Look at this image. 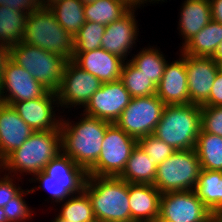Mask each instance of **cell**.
I'll use <instances>...</instances> for the list:
<instances>
[{
    "instance_id": "4dcf8cb0",
    "label": "cell",
    "mask_w": 222,
    "mask_h": 222,
    "mask_svg": "<svg viewBox=\"0 0 222 222\" xmlns=\"http://www.w3.org/2000/svg\"><path fill=\"white\" fill-rule=\"evenodd\" d=\"M120 81L132 98L151 96L157 92V86L129 60L124 61L121 69Z\"/></svg>"
},
{
    "instance_id": "7c38bea8",
    "label": "cell",
    "mask_w": 222,
    "mask_h": 222,
    "mask_svg": "<svg viewBox=\"0 0 222 222\" xmlns=\"http://www.w3.org/2000/svg\"><path fill=\"white\" fill-rule=\"evenodd\" d=\"M48 91L49 89L33 78L31 73L15 63L10 57L7 59L0 82L1 103L40 98Z\"/></svg>"
},
{
    "instance_id": "ee69618b",
    "label": "cell",
    "mask_w": 222,
    "mask_h": 222,
    "mask_svg": "<svg viewBox=\"0 0 222 222\" xmlns=\"http://www.w3.org/2000/svg\"><path fill=\"white\" fill-rule=\"evenodd\" d=\"M218 64L222 62V42L218 46L217 50L215 51L212 57Z\"/></svg>"
},
{
    "instance_id": "bcb514c9",
    "label": "cell",
    "mask_w": 222,
    "mask_h": 222,
    "mask_svg": "<svg viewBox=\"0 0 222 222\" xmlns=\"http://www.w3.org/2000/svg\"><path fill=\"white\" fill-rule=\"evenodd\" d=\"M0 222H8L3 208H0Z\"/></svg>"
},
{
    "instance_id": "7bdbcfd3",
    "label": "cell",
    "mask_w": 222,
    "mask_h": 222,
    "mask_svg": "<svg viewBox=\"0 0 222 222\" xmlns=\"http://www.w3.org/2000/svg\"><path fill=\"white\" fill-rule=\"evenodd\" d=\"M125 1L131 8H140V6H142L141 4H143L144 6V3L147 4L148 0H123Z\"/></svg>"
},
{
    "instance_id": "d6986e66",
    "label": "cell",
    "mask_w": 222,
    "mask_h": 222,
    "mask_svg": "<svg viewBox=\"0 0 222 222\" xmlns=\"http://www.w3.org/2000/svg\"><path fill=\"white\" fill-rule=\"evenodd\" d=\"M33 132L12 106L0 102V163Z\"/></svg>"
},
{
    "instance_id": "60d3db41",
    "label": "cell",
    "mask_w": 222,
    "mask_h": 222,
    "mask_svg": "<svg viewBox=\"0 0 222 222\" xmlns=\"http://www.w3.org/2000/svg\"><path fill=\"white\" fill-rule=\"evenodd\" d=\"M212 20L222 24V0H209Z\"/></svg>"
},
{
    "instance_id": "d4e9b609",
    "label": "cell",
    "mask_w": 222,
    "mask_h": 222,
    "mask_svg": "<svg viewBox=\"0 0 222 222\" xmlns=\"http://www.w3.org/2000/svg\"><path fill=\"white\" fill-rule=\"evenodd\" d=\"M195 191L215 216H222V171L202 169Z\"/></svg>"
},
{
    "instance_id": "4316f807",
    "label": "cell",
    "mask_w": 222,
    "mask_h": 222,
    "mask_svg": "<svg viewBox=\"0 0 222 222\" xmlns=\"http://www.w3.org/2000/svg\"><path fill=\"white\" fill-rule=\"evenodd\" d=\"M131 7L123 0H96L84 5L85 20L103 25L120 19Z\"/></svg>"
},
{
    "instance_id": "f1b7e54d",
    "label": "cell",
    "mask_w": 222,
    "mask_h": 222,
    "mask_svg": "<svg viewBox=\"0 0 222 222\" xmlns=\"http://www.w3.org/2000/svg\"><path fill=\"white\" fill-rule=\"evenodd\" d=\"M50 9L57 22L73 37L86 22L84 4L80 0H60Z\"/></svg>"
},
{
    "instance_id": "f907efd6",
    "label": "cell",
    "mask_w": 222,
    "mask_h": 222,
    "mask_svg": "<svg viewBox=\"0 0 222 222\" xmlns=\"http://www.w3.org/2000/svg\"><path fill=\"white\" fill-rule=\"evenodd\" d=\"M156 1H157V3H158L159 1H161V2H162V1L165 2V0H148V2H150V3H152V2H153V3H156Z\"/></svg>"
},
{
    "instance_id": "74e56055",
    "label": "cell",
    "mask_w": 222,
    "mask_h": 222,
    "mask_svg": "<svg viewBox=\"0 0 222 222\" xmlns=\"http://www.w3.org/2000/svg\"><path fill=\"white\" fill-rule=\"evenodd\" d=\"M10 176L5 174L0 177V208H3L12 198H14L21 190L22 186H16L15 182Z\"/></svg>"
},
{
    "instance_id": "f35d334b",
    "label": "cell",
    "mask_w": 222,
    "mask_h": 222,
    "mask_svg": "<svg viewBox=\"0 0 222 222\" xmlns=\"http://www.w3.org/2000/svg\"><path fill=\"white\" fill-rule=\"evenodd\" d=\"M6 6L10 10H16L30 14L39 7V0H0V6Z\"/></svg>"
},
{
    "instance_id": "8d00e7d4",
    "label": "cell",
    "mask_w": 222,
    "mask_h": 222,
    "mask_svg": "<svg viewBox=\"0 0 222 222\" xmlns=\"http://www.w3.org/2000/svg\"><path fill=\"white\" fill-rule=\"evenodd\" d=\"M201 129L222 137V106H201Z\"/></svg>"
},
{
    "instance_id": "816d5d0a",
    "label": "cell",
    "mask_w": 222,
    "mask_h": 222,
    "mask_svg": "<svg viewBox=\"0 0 222 222\" xmlns=\"http://www.w3.org/2000/svg\"><path fill=\"white\" fill-rule=\"evenodd\" d=\"M155 222H167V221H163L158 218Z\"/></svg>"
},
{
    "instance_id": "9a60e30c",
    "label": "cell",
    "mask_w": 222,
    "mask_h": 222,
    "mask_svg": "<svg viewBox=\"0 0 222 222\" xmlns=\"http://www.w3.org/2000/svg\"><path fill=\"white\" fill-rule=\"evenodd\" d=\"M180 53L185 58L189 104L202 106L209 99L220 64L212 57H197L182 51Z\"/></svg>"
},
{
    "instance_id": "44dd1931",
    "label": "cell",
    "mask_w": 222,
    "mask_h": 222,
    "mask_svg": "<svg viewBox=\"0 0 222 222\" xmlns=\"http://www.w3.org/2000/svg\"><path fill=\"white\" fill-rule=\"evenodd\" d=\"M181 7L178 29L185 39L183 47L212 20V16L209 0H185Z\"/></svg>"
},
{
    "instance_id": "52a82bcc",
    "label": "cell",
    "mask_w": 222,
    "mask_h": 222,
    "mask_svg": "<svg viewBox=\"0 0 222 222\" xmlns=\"http://www.w3.org/2000/svg\"><path fill=\"white\" fill-rule=\"evenodd\" d=\"M201 170L195 149L176 150L157 166L154 186L161 193L195 190Z\"/></svg>"
},
{
    "instance_id": "277c9868",
    "label": "cell",
    "mask_w": 222,
    "mask_h": 222,
    "mask_svg": "<svg viewBox=\"0 0 222 222\" xmlns=\"http://www.w3.org/2000/svg\"><path fill=\"white\" fill-rule=\"evenodd\" d=\"M201 130V106L165 105L154 136L176 150L194 149Z\"/></svg>"
},
{
    "instance_id": "e0dca14e",
    "label": "cell",
    "mask_w": 222,
    "mask_h": 222,
    "mask_svg": "<svg viewBox=\"0 0 222 222\" xmlns=\"http://www.w3.org/2000/svg\"><path fill=\"white\" fill-rule=\"evenodd\" d=\"M72 61L86 72L97 77L102 83L120 80L124 60L103 48L74 52Z\"/></svg>"
},
{
    "instance_id": "cb8c5ba5",
    "label": "cell",
    "mask_w": 222,
    "mask_h": 222,
    "mask_svg": "<svg viewBox=\"0 0 222 222\" xmlns=\"http://www.w3.org/2000/svg\"><path fill=\"white\" fill-rule=\"evenodd\" d=\"M222 42V24L211 20L193 38H191L181 51L197 57H213Z\"/></svg>"
},
{
    "instance_id": "7402d4cb",
    "label": "cell",
    "mask_w": 222,
    "mask_h": 222,
    "mask_svg": "<svg viewBox=\"0 0 222 222\" xmlns=\"http://www.w3.org/2000/svg\"><path fill=\"white\" fill-rule=\"evenodd\" d=\"M87 172L63 152L53 158L31 181L86 182ZM36 179V180H35Z\"/></svg>"
},
{
    "instance_id": "c3c4849f",
    "label": "cell",
    "mask_w": 222,
    "mask_h": 222,
    "mask_svg": "<svg viewBox=\"0 0 222 222\" xmlns=\"http://www.w3.org/2000/svg\"><path fill=\"white\" fill-rule=\"evenodd\" d=\"M212 222H222V216H215V217L212 219Z\"/></svg>"
},
{
    "instance_id": "603a6c76",
    "label": "cell",
    "mask_w": 222,
    "mask_h": 222,
    "mask_svg": "<svg viewBox=\"0 0 222 222\" xmlns=\"http://www.w3.org/2000/svg\"><path fill=\"white\" fill-rule=\"evenodd\" d=\"M157 164L137 144L131 151L124 171L119 176L128 183L154 185Z\"/></svg>"
},
{
    "instance_id": "f6af8a7d",
    "label": "cell",
    "mask_w": 222,
    "mask_h": 222,
    "mask_svg": "<svg viewBox=\"0 0 222 222\" xmlns=\"http://www.w3.org/2000/svg\"><path fill=\"white\" fill-rule=\"evenodd\" d=\"M58 1L60 0H39V5L40 7H43V8H50Z\"/></svg>"
},
{
    "instance_id": "4fadbf2b",
    "label": "cell",
    "mask_w": 222,
    "mask_h": 222,
    "mask_svg": "<svg viewBox=\"0 0 222 222\" xmlns=\"http://www.w3.org/2000/svg\"><path fill=\"white\" fill-rule=\"evenodd\" d=\"M131 99L120 80L106 82L92 95L82 114L115 123Z\"/></svg>"
},
{
    "instance_id": "681fc988",
    "label": "cell",
    "mask_w": 222,
    "mask_h": 222,
    "mask_svg": "<svg viewBox=\"0 0 222 222\" xmlns=\"http://www.w3.org/2000/svg\"><path fill=\"white\" fill-rule=\"evenodd\" d=\"M84 5L95 2L96 0H80Z\"/></svg>"
},
{
    "instance_id": "836d02e7",
    "label": "cell",
    "mask_w": 222,
    "mask_h": 222,
    "mask_svg": "<svg viewBox=\"0 0 222 222\" xmlns=\"http://www.w3.org/2000/svg\"><path fill=\"white\" fill-rule=\"evenodd\" d=\"M38 188L46 190L50 194L53 203L65 201L72 195H77L84 190L85 182H58V181H38Z\"/></svg>"
},
{
    "instance_id": "3957f363",
    "label": "cell",
    "mask_w": 222,
    "mask_h": 222,
    "mask_svg": "<svg viewBox=\"0 0 222 222\" xmlns=\"http://www.w3.org/2000/svg\"><path fill=\"white\" fill-rule=\"evenodd\" d=\"M61 148L60 131H36L17 149L11 152L1 163L2 172L12 176L29 173L33 176L43 171L44 167L59 153ZM16 173V174H15Z\"/></svg>"
},
{
    "instance_id": "7a4b0ae2",
    "label": "cell",
    "mask_w": 222,
    "mask_h": 222,
    "mask_svg": "<svg viewBox=\"0 0 222 222\" xmlns=\"http://www.w3.org/2000/svg\"><path fill=\"white\" fill-rule=\"evenodd\" d=\"M84 191L88 194L96 220L131 222L129 183L120 177L87 176Z\"/></svg>"
},
{
    "instance_id": "d6a6232c",
    "label": "cell",
    "mask_w": 222,
    "mask_h": 222,
    "mask_svg": "<svg viewBox=\"0 0 222 222\" xmlns=\"http://www.w3.org/2000/svg\"><path fill=\"white\" fill-rule=\"evenodd\" d=\"M106 26L86 21L74 37V52H87L101 48Z\"/></svg>"
},
{
    "instance_id": "8fae6325",
    "label": "cell",
    "mask_w": 222,
    "mask_h": 222,
    "mask_svg": "<svg viewBox=\"0 0 222 222\" xmlns=\"http://www.w3.org/2000/svg\"><path fill=\"white\" fill-rule=\"evenodd\" d=\"M102 84L97 77L81 69L73 61L66 62L61 85L56 91L59 106L84 108Z\"/></svg>"
},
{
    "instance_id": "484cf974",
    "label": "cell",
    "mask_w": 222,
    "mask_h": 222,
    "mask_svg": "<svg viewBox=\"0 0 222 222\" xmlns=\"http://www.w3.org/2000/svg\"><path fill=\"white\" fill-rule=\"evenodd\" d=\"M195 151L201 169L222 171V137L204 132L202 129L197 137Z\"/></svg>"
},
{
    "instance_id": "b9f144b4",
    "label": "cell",
    "mask_w": 222,
    "mask_h": 222,
    "mask_svg": "<svg viewBox=\"0 0 222 222\" xmlns=\"http://www.w3.org/2000/svg\"><path fill=\"white\" fill-rule=\"evenodd\" d=\"M9 58V47L0 44V82L4 70V65Z\"/></svg>"
},
{
    "instance_id": "5b68a950",
    "label": "cell",
    "mask_w": 222,
    "mask_h": 222,
    "mask_svg": "<svg viewBox=\"0 0 222 222\" xmlns=\"http://www.w3.org/2000/svg\"><path fill=\"white\" fill-rule=\"evenodd\" d=\"M21 42L52 52L67 62L73 59L74 37L57 22L50 8L39 7L28 15Z\"/></svg>"
},
{
    "instance_id": "ac0fdd59",
    "label": "cell",
    "mask_w": 222,
    "mask_h": 222,
    "mask_svg": "<svg viewBox=\"0 0 222 222\" xmlns=\"http://www.w3.org/2000/svg\"><path fill=\"white\" fill-rule=\"evenodd\" d=\"M166 63L164 73L157 86L156 95L165 105L189 104L188 79L185 66V58Z\"/></svg>"
},
{
    "instance_id": "d590c367",
    "label": "cell",
    "mask_w": 222,
    "mask_h": 222,
    "mask_svg": "<svg viewBox=\"0 0 222 222\" xmlns=\"http://www.w3.org/2000/svg\"><path fill=\"white\" fill-rule=\"evenodd\" d=\"M137 144L143 149L148 157H152L154 159L157 165L162 163L175 152L171 146L158 139L153 134L140 138L137 140Z\"/></svg>"
},
{
    "instance_id": "2e32d148",
    "label": "cell",
    "mask_w": 222,
    "mask_h": 222,
    "mask_svg": "<svg viewBox=\"0 0 222 222\" xmlns=\"http://www.w3.org/2000/svg\"><path fill=\"white\" fill-rule=\"evenodd\" d=\"M135 9V10H134ZM136 8H131L120 19L106 25L101 48L119 56L124 61L136 44L139 28L135 18ZM133 46V47H132Z\"/></svg>"
},
{
    "instance_id": "ba28073f",
    "label": "cell",
    "mask_w": 222,
    "mask_h": 222,
    "mask_svg": "<svg viewBox=\"0 0 222 222\" xmlns=\"http://www.w3.org/2000/svg\"><path fill=\"white\" fill-rule=\"evenodd\" d=\"M137 140L112 123L105 132L102 150L88 176L119 177L125 169Z\"/></svg>"
},
{
    "instance_id": "e575fe53",
    "label": "cell",
    "mask_w": 222,
    "mask_h": 222,
    "mask_svg": "<svg viewBox=\"0 0 222 222\" xmlns=\"http://www.w3.org/2000/svg\"><path fill=\"white\" fill-rule=\"evenodd\" d=\"M36 189V186L30 190L22 189L14 198L10 200V202H8L3 207L8 222H26L32 219L31 217H33V211H31L29 206H27L23 197L25 194L28 195L29 193H34V190Z\"/></svg>"
},
{
    "instance_id": "ab89813d",
    "label": "cell",
    "mask_w": 222,
    "mask_h": 222,
    "mask_svg": "<svg viewBox=\"0 0 222 222\" xmlns=\"http://www.w3.org/2000/svg\"><path fill=\"white\" fill-rule=\"evenodd\" d=\"M202 106H222V70L216 74L209 99Z\"/></svg>"
},
{
    "instance_id": "9c48e42d",
    "label": "cell",
    "mask_w": 222,
    "mask_h": 222,
    "mask_svg": "<svg viewBox=\"0 0 222 222\" xmlns=\"http://www.w3.org/2000/svg\"><path fill=\"white\" fill-rule=\"evenodd\" d=\"M165 103L156 95L132 98L115 124L131 137L139 140L154 134Z\"/></svg>"
},
{
    "instance_id": "8992f818",
    "label": "cell",
    "mask_w": 222,
    "mask_h": 222,
    "mask_svg": "<svg viewBox=\"0 0 222 222\" xmlns=\"http://www.w3.org/2000/svg\"><path fill=\"white\" fill-rule=\"evenodd\" d=\"M9 57L50 91L59 89L67 62L60 56L20 41L9 47Z\"/></svg>"
},
{
    "instance_id": "6da1fadb",
    "label": "cell",
    "mask_w": 222,
    "mask_h": 222,
    "mask_svg": "<svg viewBox=\"0 0 222 222\" xmlns=\"http://www.w3.org/2000/svg\"><path fill=\"white\" fill-rule=\"evenodd\" d=\"M73 124L62 118L60 124L62 152L88 172L97 162L110 122L86 116Z\"/></svg>"
},
{
    "instance_id": "f546056e",
    "label": "cell",
    "mask_w": 222,
    "mask_h": 222,
    "mask_svg": "<svg viewBox=\"0 0 222 222\" xmlns=\"http://www.w3.org/2000/svg\"><path fill=\"white\" fill-rule=\"evenodd\" d=\"M160 52L157 48L154 49L150 46L142 48L131 60L129 59V61L156 86H158L161 81L167 63L164 55Z\"/></svg>"
},
{
    "instance_id": "83f0119b",
    "label": "cell",
    "mask_w": 222,
    "mask_h": 222,
    "mask_svg": "<svg viewBox=\"0 0 222 222\" xmlns=\"http://www.w3.org/2000/svg\"><path fill=\"white\" fill-rule=\"evenodd\" d=\"M28 15L0 6V44L10 47L22 40Z\"/></svg>"
},
{
    "instance_id": "7dc6e473",
    "label": "cell",
    "mask_w": 222,
    "mask_h": 222,
    "mask_svg": "<svg viewBox=\"0 0 222 222\" xmlns=\"http://www.w3.org/2000/svg\"><path fill=\"white\" fill-rule=\"evenodd\" d=\"M52 222H67V220H64L60 218L58 215L55 217V220H52Z\"/></svg>"
},
{
    "instance_id": "1f68e13d",
    "label": "cell",
    "mask_w": 222,
    "mask_h": 222,
    "mask_svg": "<svg viewBox=\"0 0 222 222\" xmlns=\"http://www.w3.org/2000/svg\"><path fill=\"white\" fill-rule=\"evenodd\" d=\"M63 202L60 213L57 215L67 222H92L95 220L91 200L84 190Z\"/></svg>"
},
{
    "instance_id": "ffe728a7",
    "label": "cell",
    "mask_w": 222,
    "mask_h": 222,
    "mask_svg": "<svg viewBox=\"0 0 222 222\" xmlns=\"http://www.w3.org/2000/svg\"><path fill=\"white\" fill-rule=\"evenodd\" d=\"M161 194L152 184L129 183L131 222H155L159 217Z\"/></svg>"
},
{
    "instance_id": "5bb4252c",
    "label": "cell",
    "mask_w": 222,
    "mask_h": 222,
    "mask_svg": "<svg viewBox=\"0 0 222 222\" xmlns=\"http://www.w3.org/2000/svg\"><path fill=\"white\" fill-rule=\"evenodd\" d=\"M5 104L19 114L24 122L34 131H60L63 116H56L55 107L59 102L55 91H48L43 97ZM57 104V105H56ZM55 105V106H53ZM56 116V117H55Z\"/></svg>"
},
{
    "instance_id": "30bf717a",
    "label": "cell",
    "mask_w": 222,
    "mask_h": 222,
    "mask_svg": "<svg viewBox=\"0 0 222 222\" xmlns=\"http://www.w3.org/2000/svg\"><path fill=\"white\" fill-rule=\"evenodd\" d=\"M215 215L195 190L162 193L159 219L167 222H211Z\"/></svg>"
}]
</instances>
